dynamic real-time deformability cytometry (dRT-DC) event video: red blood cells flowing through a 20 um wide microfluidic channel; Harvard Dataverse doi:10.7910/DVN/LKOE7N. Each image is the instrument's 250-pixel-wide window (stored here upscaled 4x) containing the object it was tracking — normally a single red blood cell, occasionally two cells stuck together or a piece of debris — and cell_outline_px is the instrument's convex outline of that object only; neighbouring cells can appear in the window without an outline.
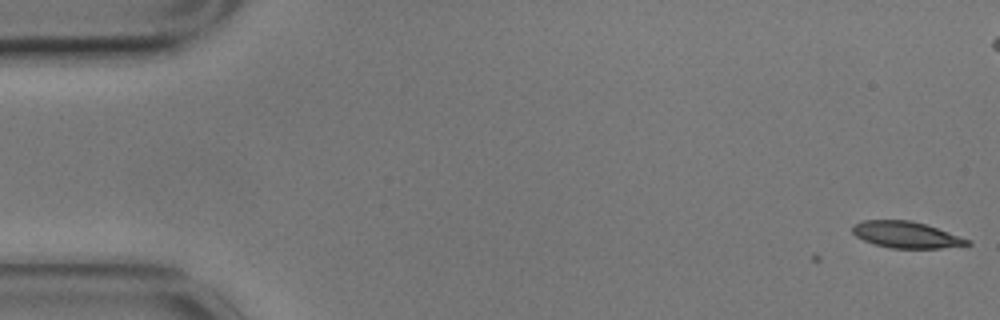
{"species": "common noctule bat (a hibernating species)", "species_latin": "Nyctalus noctula", "temperature_condition": "cold", "stored_images_in_passage": 3, "camera_frame_rate_fps": 3000, "um_per_image_px": 0.085, "animal": {"sex": "male", "body_mass_g": 17.9}, "frame": {"image": 1, "passage_image": 1, "time_ms": 0.0, "image_size_px": [1000, 320], "cell_outline_px": [[972, 244], [940, 248], [892, 248], [872, 244], [856, 236], [852, 232], [852, 228], [856, 224], [864, 220], [912, 220], [972, 240]], "centroid_in_image_um": [77.03, 19.96], "position_along_channel_um": 8.0, "area_um2": 17.57}}